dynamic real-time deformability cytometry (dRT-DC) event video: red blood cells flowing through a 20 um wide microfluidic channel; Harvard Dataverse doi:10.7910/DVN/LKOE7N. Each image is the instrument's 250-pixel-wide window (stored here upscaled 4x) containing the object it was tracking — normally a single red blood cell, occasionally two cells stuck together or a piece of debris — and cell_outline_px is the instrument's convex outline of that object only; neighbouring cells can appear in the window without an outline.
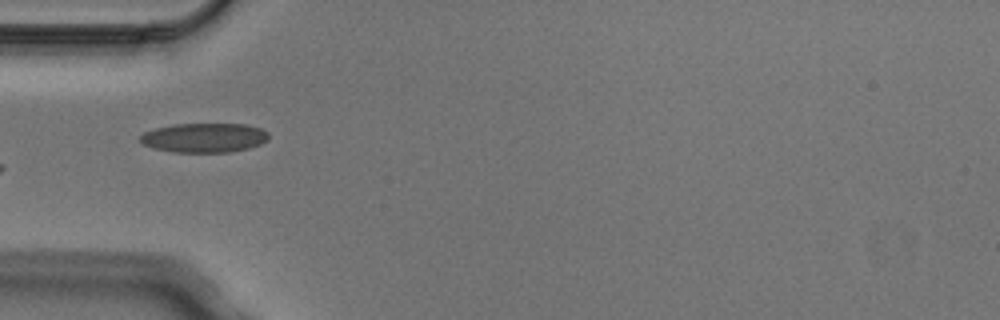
{"species": "Egyptian fruit bat (a non-hibernating species)", "species_latin": "Rousettus aegyptiacus", "temperature_condition": "cold", "stored_images_in_passage": 5, "camera_frame_rate_fps": 3000, "um_per_image_px": 0.085, "animal": {"sex": "male"}, "frame": {"image": 1, "passage_image": 5, "time_ms": 1.333, "image_size_px": [1000, 320], "cell_outline_px": [[268, 140], [260, 144], [248, 148], [228, 152], [172, 152], [152, 148], [144, 144], [140, 140], [140, 136], [144, 132], [156, 128], [172, 124], [244, 124], [260, 128], [268, 132]], "centroid_in_image_um": [17.35, 11.7], "position_along_channel_um": 67.7, "area_um2": 21.96}}